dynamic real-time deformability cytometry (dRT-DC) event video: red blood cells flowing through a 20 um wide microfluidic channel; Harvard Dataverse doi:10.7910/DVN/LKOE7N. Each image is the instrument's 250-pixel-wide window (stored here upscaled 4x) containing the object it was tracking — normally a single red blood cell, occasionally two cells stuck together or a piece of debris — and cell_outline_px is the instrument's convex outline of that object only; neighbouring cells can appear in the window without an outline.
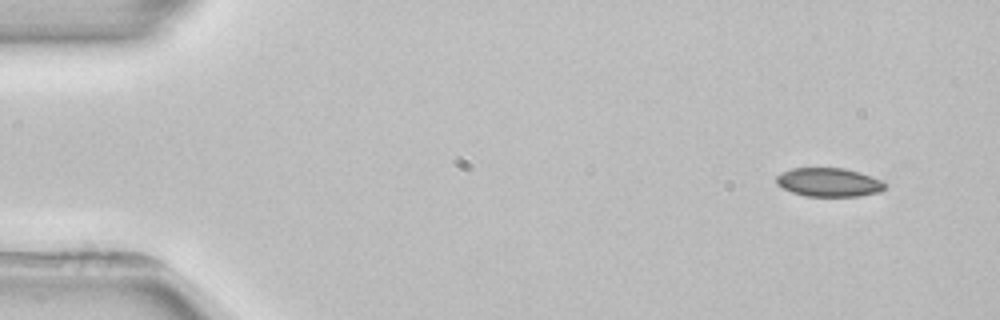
{"species": "common noctule bat (a hibernating species)", "species_latin": "Nyctalus noctula", "temperature_condition": "room temperature", "stored_images_in_passage": 4, "segment_of_instrument_passage": [2, 2], "camera_frame_rate_fps": 3000, "um_per_image_px": 0.085, "animal": {"sex": "female", "body_mass_g": 22.7, "forearm_length_mm": 54.2}, "frame": {"image": 1, "passage_image": 4, "time_ms": 4.333, "image_size_px": [1000, 320], "cell_outline_px": [[888, 184], [880, 192], [860, 196], [804, 196], [792, 192], [776, 184], [776, 176], [780, 172], [792, 168], [844, 168], [860, 172], [884, 180]], "centroid_in_image_um": [70.48, 15.49], "position_along_channel_um": 14.5, "area_um2": 18.44}}